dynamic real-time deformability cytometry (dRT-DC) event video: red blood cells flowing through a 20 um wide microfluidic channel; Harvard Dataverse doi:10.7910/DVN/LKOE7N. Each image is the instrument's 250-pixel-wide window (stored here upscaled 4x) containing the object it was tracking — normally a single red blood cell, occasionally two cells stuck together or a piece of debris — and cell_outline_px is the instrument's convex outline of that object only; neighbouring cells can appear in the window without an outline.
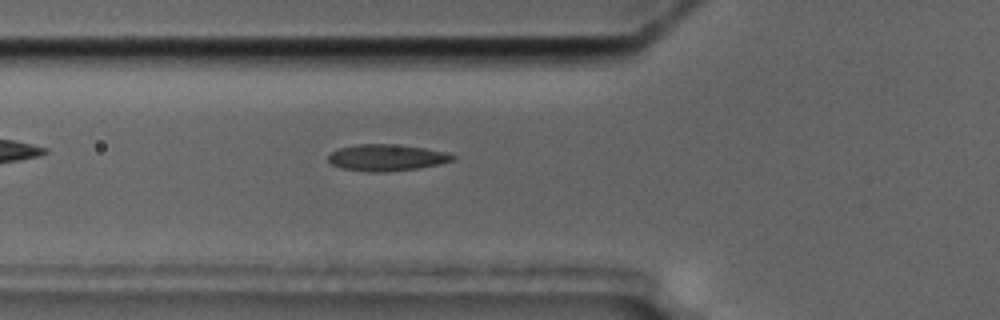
{"species": "common noctule bat (a hibernating species)", "species_latin": "Nyctalus noctula", "temperature_condition": "cold", "stored_images_in_passage": 6, "camera_frame_rate_fps": 3000, "um_per_image_px": 0.085, "animal": {"sex": "male", "body_mass_g": 17.5, "forearm_length_mm": 52.3}, "frame": {"image": 1, "passage_image": 6, "time_ms": 6.667, "image_size_px": [1000, 320], "cell_outline_px": [[456, 160], [440, 164], [420, 168], [380, 172], [368, 172], [340, 168], [332, 164], [328, 160], [328, 156], [332, 152], [340, 148], [356, 144], [388, 144], [424, 148], [444, 152], [456, 156]], "centroid_in_image_um": [32.86, 13.41], "position_along_channel_um": 92.9, "area_um2": 19.13}}